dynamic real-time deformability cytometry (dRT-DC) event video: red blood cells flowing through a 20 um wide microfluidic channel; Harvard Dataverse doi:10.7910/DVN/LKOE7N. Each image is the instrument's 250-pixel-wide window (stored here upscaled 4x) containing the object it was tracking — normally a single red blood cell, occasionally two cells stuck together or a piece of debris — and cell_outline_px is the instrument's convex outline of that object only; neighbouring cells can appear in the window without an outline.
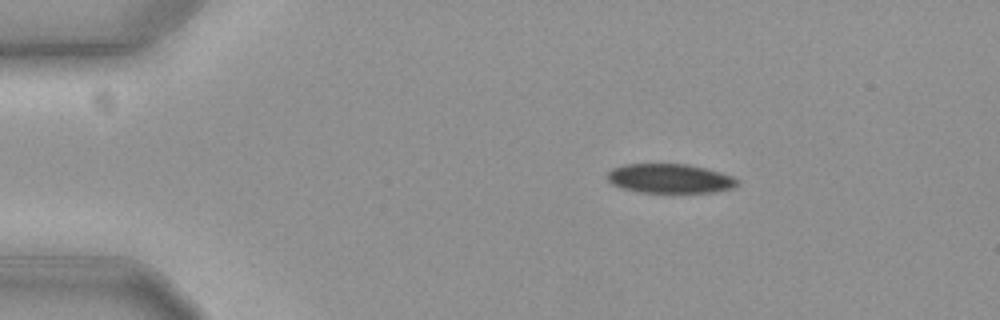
{"species": "common noctule bat (a hibernating species)", "species_latin": "Nyctalus noctula", "temperature_condition": "cold", "stored_images_in_passage": 40, "camera_frame_rate_fps": 3000, "um_per_image_px": 0.085, "animal": {"sex": "female", "body_mass_g": 19.3, "forearm_length_mm": 54.1}, "frame": {"image": 1, "passage_image": 1, "time_ms": 0.0, "image_size_px": [1000, 320], "cell_outline_px": [[740, 184], [732, 188], [716, 192], [636, 192], [620, 188], [612, 184], [604, 176], [612, 168], [624, 164], [688, 164], [720, 172], [732, 176], [740, 180]], "centroid_in_image_um": [56.92, 15.17], "position_along_channel_um": 28.1, "area_um2": 22.43}}
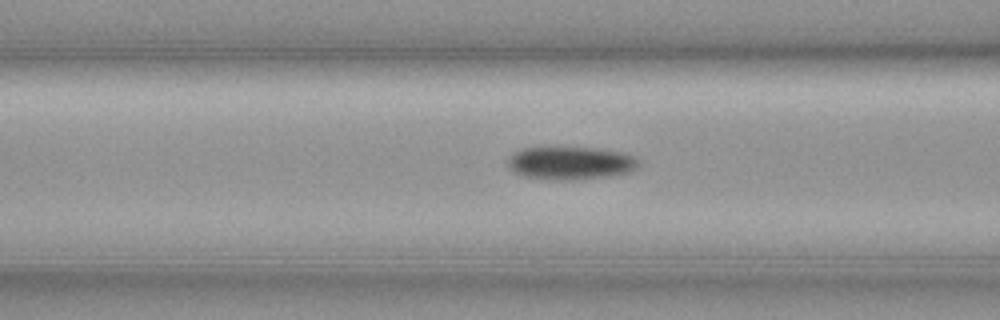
{"frame": {"image": 2, "passage_image": 14, "time_ms": 4.333, "image_size_px": [1000, 320], "cell_outline_px": [[640, 164], [636, 168], [628, 172], [576, 180], [552, 180], [520, 176], [508, 164], [508, 156], [512, 152], [524, 148], [556, 144], [596, 148], [620, 152], [632, 156]], "centroid_in_image_um": [48.39, 13.81], "position_along_channel_um": 118.2, "area_um2": 25.84}}
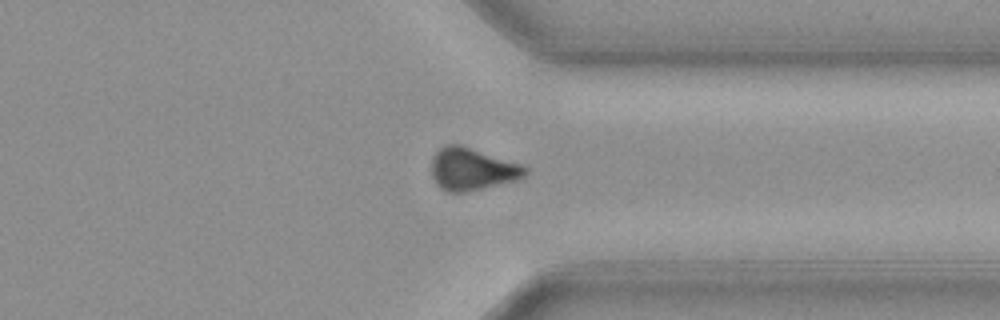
{"frame": {"image": 3, "passage_image": 35, "time_ms": 11.333, "image_size_px": [1000, 320], "cell_outline_px": [[528, 172], [524, 176], [516, 180], [464, 192], [448, 192], [440, 188], [436, 184], [432, 176], [432, 156], [444, 144], [460, 144], [520, 164], [528, 168]], "centroid_in_image_um": [40.09, 14.37], "position_along_channel_um": 371.3, "area_um2": 22.95}, "authors_computed_cell_mechanics": {"area_um2": 24.6228, "velocity_mm_per_s": 3.6478, "shape_relaxation_time_tau1_ms": 6.3516, "shape_relaxation_time_tau2_ms": null, "deformation_change_tau1": 0.1517, "deformation_change_tau2": null}}